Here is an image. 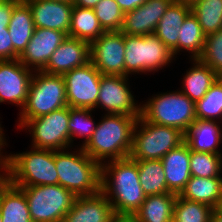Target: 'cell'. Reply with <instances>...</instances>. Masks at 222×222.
I'll list each match as a JSON object with an SVG mask.
<instances>
[{
  "label": "cell",
  "mask_w": 222,
  "mask_h": 222,
  "mask_svg": "<svg viewBox=\"0 0 222 222\" xmlns=\"http://www.w3.org/2000/svg\"><path fill=\"white\" fill-rule=\"evenodd\" d=\"M35 28L62 31L68 36L73 4L49 0H26Z\"/></svg>",
  "instance_id": "obj_18"
},
{
  "label": "cell",
  "mask_w": 222,
  "mask_h": 222,
  "mask_svg": "<svg viewBox=\"0 0 222 222\" xmlns=\"http://www.w3.org/2000/svg\"><path fill=\"white\" fill-rule=\"evenodd\" d=\"M213 208L177 195L172 222H211Z\"/></svg>",
  "instance_id": "obj_34"
},
{
  "label": "cell",
  "mask_w": 222,
  "mask_h": 222,
  "mask_svg": "<svg viewBox=\"0 0 222 222\" xmlns=\"http://www.w3.org/2000/svg\"><path fill=\"white\" fill-rule=\"evenodd\" d=\"M120 6L121 10L126 13L132 11L137 7L141 6L147 0H115Z\"/></svg>",
  "instance_id": "obj_40"
},
{
  "label": "cell",
  "mask_w": 222,
  "mask_h": 222,
  "mask_svg": "<svg viewBox=\"0 0 222 222\" xmlns=\"http://www.w3.org/2000/svg\"><path fill=\"white\" fill-rule=\"evenodd\" d=\"M158 93L141 103V117L153 124L179 129L184 134L196 120L195 102L182 91Z\"/></svg>",
  "instance_id": "obj_5"
},
{
  "label": "cell",
  "mask_w": 222,
  "mask_h": 222,
  "mask_svg": "<svg viewBox=\"0 0 222 222\" xmlns=\"http://www.w3.org/2000/svg\"><path fill=\"white\" fill-rule=\"evenodd\" d=\"M93 10L105 31H121L124 12L115 0H101Z\"/></svg>",
  "instance_id": "obj_36"
},
{
  "label": "cell",
  "mask_w": 222,
  "mask_h": 222,
  "mask_svg": "<svg viewBox=\"0 0 222 222\" xmlns=\"http://www.w3.org/2000/svg\"><path fill=\"white\" fill-rule=\"evenodd\" d=\"M198 59L222 77V28L206 35L203 51Z\"/></svg>",
  "instance_id": "obj_37"
},
{
  "label": "cell",
  "mask_w": 222,
  "mask_h": 222,
  "mask_svg": "<svg viewBox=\"0 0 222 222\" xmlns=\"http://www.w3.org/2000/svg\"><path fill=\"white\" fill-rule=\"evenodd\" d=\"M49 1H59V2H70V3H72V0H49Z\"/></svg>",
  "instance_id": "obj_47"
},
{
  "label": "cell",
  "mask_w": 222,
  "mask_h": 222,
  "mask_svg": "<svg viewBox=\"0 0 222 222\" xmlns=\"http://www.w3.org/2000/svg\"><path fill=\"white\" fill-rule=\"evenodd\" d=\"M90 61L102 75L125 76V44L121 31H105L90 44Z\"/></svg>",
  "instance_id": "obj_13"
},
{
  "label": "cell",
  "mask_w": 222,
  "mask_h": 222,
  "mask_svg": "<svg viewBox=\"0 0 222 222\" xmlns=\"http://www.w3.org/2000/svg\"><path fill=\"white\" fill-rule=\"evenodd\" d=\"M65 81L62 75L34 71L26 103L19 112L18 129L26 121L66 107Z\"/></svg>",
  "instance_id": "obj_6"
},
{
  "label": "cell",
  "mask_w": 222,
  "mask_h": 222,
  "mask_svg": "<svg viewBox=\"0 0 222 222\" xmlns=\"http://www.w3.org/2000/svg\"><path fill=\"white\" fill-rule=\"evenodd\" d=\"M101 0H72L73 6L93 9Z\"/></svg>",
  "instance_id": "obj_41"
},
{
  "label": "cell",
  "mask_w": 222,
  "mask_h": 222,
  "mask_svg": "<svg viewBox=\"0 0 222 222\" xmlns=\"http://www.w3.org/2000/svg\"><path fill=\"white\" fill-rule=\"evenodd\" d=\"M174 0H147L141 6L124 13L121 32L127 35L154 34L155 28Z\"/></svg>",
  "instance_id": "obj_16"
},
{
  "label": "cell",
  "mask_w": 222,
  "mask_h": 222,
  "mask_svg": "<svg viewBox=\"0 0 222 222\" xmlns=\"http://www.w3.org/2000/svg\"><path fill=\"white\" fill-rule=\"evenodd\" d=\"M17 0H4L0 3V25H8L11 19V13Z\"/></svg>",
  "instance_id": "obj_39"
},
{
  "label": "cell",
  "mask_w": 222,
  "mask_h": 222,
  "mask_svg": "<svg viewBox=\"0 0 222 222\" xmlns=\"http://www.w3.org/2000/svg\"><path fill=\"white\" fill-rule=\"evenodd\" d=\"M110 222H135L132 216H115Z\"/></svg>",
  "instance_id": "obj_44"
},
{
  "label": "cell",
  "mask_w": 222,
  "mask_h": 222,
  "mask_svg": "<svg viewBox=\"0 0 222 222\" xmlns=\"http://www.w3.org/2000/svg\"><path fill=\"white\" fill-rule=\"evenodd\" d=\"M178 36V53L185 50L190 54V59L199 58L203 51L206 34L192 12L186 16Z\"/></svg>",
  "instance_id": "obj_30"
},
{
  "label": "cell",
  "mask_w": 222,
  "mask_h": 222,
  "mask_svg": "<svg viewBox=\"0 0 222 222\" xmlns=\"http://www.w3.org/2000/svg\"><path fill=\"white\" fill-rule=\"evenodd\" d=\"M176 198L175 193L146 196L132 217L135 222H172Z\"/></svg>",
  "instance_id": "obj_26"
},
{
  "label": "cell",
  "mask_w": 222,
  "mask_h": 222,
  "mask_svg": "<svg viewBox=\"0 0 222 222\" xmlns=\"http://www.w3.org/2000/svg\"><path fill=\"white\" fill-rule=\"evenodd\" d=\"M88 62H90V44L67 36L53 52L42 71L48 74L63 75L74 68L86 65Z\"/></svg>",
  "instance_id": "obj_17"
},
{
  "label": "cell",
  "mask_w": 222,
  "mask_h": 222,
  "mask_svg": "<svg viewBox=\"0 0 222 222\" xmlns=\"http://www.w3.org/2000/svg\"><path fill=\"white\" fill-rule=\"evenodd\" d=\"M191 12L206 35L222 28V0H198L191 5Z\"/></svg>",
  "instance_id": "obj_32"
},
{
  "label": "cell",
  "mask_w": 222,
  "mask_h": 222,
  "mask_svg": "<svg viewBox=\"0 0 222 222\" xmlns=\"http://www.w3.org/2000/svg\"><path fill=\"white\" fill-rule=\"evenodd\" d=\"M104 32L93 9L73 6L68 36L91 44Z\"/></svg>",
  "instance_id": "obj_28"
},
{
  "label": "cell",
  "mask_w": 222,
  "mask_h": 222,
  "mask_svg": "<svg viewBox=\"0 0 222 222\" xmlns=\"http://www.w3.org/2000/svg\"><path fill=\"white\" fill-rule=\"evenodd\" d=\"M179 196L216 209L220 206L222 200V177L202 178L191 176Z\"/></svg>",
  "instance_id": "obj_24"
},
{
  "label": "cell",
  "mask_w": 222,
  "mask_h": 222,
  "mask_svg": "<svg viewBox=\"0 0 222 222\" xmlns=\"http://www.w3.org/2000/svg\"><path fill=\"white\" fill-rule=\"evenodd\" d=\"M192 67L183 75L182 91L193 102L202 99L219 76L198 58L190 59Z\"/></svg>",
  "instance_id": "obj_25"
},
{
  "label": "cell",
  "mask_w": 222,
  "mask_h": 222,
  "mask_svg": "<svg viewBox=\"0 0 222 222\" xmlns=\"http://www.w3.org/2000/svg\"><path fill=\"white\" fill-rule=\"evenodd\" d=\"M191 176L211 178L222 175V154H212L191 150Z\"/></svg>",
  "instance_id": "obj_35"
},
{
  "label": "cell",
  "mask_w": 222,
  "mask_h": 222,
  "mask_svg": "<svg viewBox=\"0 0 222 222\" xmlns=\"http://www.w3.org/2000/svg\"><path fill=\"white\" fill-rule=\"evenodd\" d=\"M191 12V5L173 1L159 20L154 34L172 51L178 54V34L186 16Z\"/></svg>",
  "instance_id": "obj_23"
},
{
  "label": "cell",
  "mask_w": 222,
  "mask_h": 222,
  "mask_svg": "<svg viewBox=\"0 0 222 222\" xmlns=\"http://www.w3.org/2000/svg\"><path fill=\"white\" fill-rule=\"evenodd\" d=\"M18 187L24 191L33 222H62L77 197L59 184Z\"/></svg>",
  "instance_id": "obj_9"
},
{
  "label": "cell",
  "mask_w": 222,
  "mask_h": 222,
  "mask_svg": "<svg viewBox=\"0 0 222 222\" xmlns=\"http://www.w3.org/2000/svg\"><path fill=\"white\" fill-rule=\"evenodd\" d=\"M114 217L111 203L99 191L93 195L77 196L62 222H110Z\"/></svg>",
  "instance_id": "obj_19"
},
{
  "label": "cell",
  "mask_w": 222,
  "mask_h": 222,
  "mask_svg": "<svg viewBox=\"0 0 222 222\" xmlns=\"http://www.w3.org/2000/svg\"><path fill=\"white\" fill-rule=\"evenodd\" d=\"M184 142L190 150L222 154L219 148L222 143V122L196 119L186 131Z\"/></svg>",
  "instance_id": "obj_21"
},
{
  "label": "cell",
  "mask_w": 222,
  "mask_h": 222,
  "mask_svg": "<svg viewBox=\"0 0 222 222\" xmlns=\"http://www.w3.org/2000/svg\"><path fill=\"white\" fill-rule=\"evenodd\" d=\"M190 155L191 150L184 142L161 159L170 192L179 195L191 178Z\"/></svg>",
  "instance_id": "obj_20"
},
{
  "label": "cell",
  "mask_w": 222,
  "mask_h": 222,
  "mask_svg": "<svg viewBox=\"0 0 222 222\" xmlns=\"http://www.w3.org/2000/svg\"><path fill=\"white\" fill-rule=\"evenodd\" d=\"M218 209L222 212V200H221V203H220V206L218 207Z\"/></svg>",
  "instance_id": "obj_48"
},
{
  "label": "cell",
  "mask_w": 222,
  "mask_h": 222,
  "mask_svg": "<svg viewBox=\"0 0 222 222\" xmlns=\"http://www.w3.org/2000/svg\"><path fill=\"white\" fill-rule=\"evenodd\" d=\"M5 176V156H0V180Z\"/></svg>",
  "instance_id": "obj_45"
},
{
  "label": "cell",
  "mask_w": 222,
  "mask_h": 222,
  "mask_svg": "<svg viewBox=\"0 0 222 222\" xmlns=\"http://www.w3.org/2000/svg\"><path fill=\"white\" fill-rule=\"evenodd\" d=\"M94 109L89 108H73L70 107L69 115V134H70V148L74 146V139L79 137L83 138L82 145L85 146L88 141L92 138L93 133L97 127L98 122L94 121L92 113ZM92 112V113H91ZM73 145V146H72Z\"/></svg>",
  "instance_id": "obj_31"
},
{
  "label": "cell",
  "mask_w": 222,
  "mask_h": 222,
  "mask_svg": "<svg viewBox=\"0 0 222 222\" xmlns=\"http://www.w3.org/2000/svg\"><path fill=\"white\" fill-rule=\"evenodd\" d=\"M5 176L15 186L57 185L55 151L31 150L5 155Z\"/></svg>",
  "instance_id": "obj_3"
},
{
  "label": "cell",
  "mask_w": 222,
  "mask_h": 222,
  "mask_svg": "<svg viewBox=\"0 0 222 222\" xmlns=\"http://www.w3.org/2000/svg\"><path fill=\"white\" fill-rule=\"evenodd\" d=\"M34 71L18 59L0 61V103L15 104L23 109Z\"/></svg>",
  "instance_id": "obj_14"
},
{
  "label": "cell",
  "mask_w": 222,
  "mask_h": 222,
  "mask_svg": "<svg viewBox=\"0 0 222 222\" xmlns=\"http://www.w3.org/2000/svg\"><path fill=\"white\" fill-rule=\"evenodd\" d=\"M77 148L71 152V148L55 151L58 184L76 196L97 194L100 191L101 165L82 147Z\"/></svg>",
  "instance_id": "obj_4"
},
{
  "label": "cell",
  "mask_w": 222,
  "mask_h": 222,
  "mask_svg": "<svg viewBox=\"0 0 222 222\" xmlns=\"http://www.w3.org/2000/svg\"><path fill=\"white\" fill-rule=\"evenodd\" d=\"M211 222H222V212L218 208L213 210Z\"/></svg>",
  "instance_id": "obj_43"
},
{
  "label": "cell",
  "mask_w": 222,
  "mask_h": 222,
  "mask_svg": "<svg viewBox=\"0 0 222 222\" xmlns=\"http://www.w3.org/2000/svg\"><path fill=\"white\" fill-rule=\"evenodd\" d=\"M185 134L179 129L137 119L133 130L132 149L129 157L133 160H161L170 150L184 143Z\"/></svg>",
  "instance_id": "obj_8"
},
{
  "label": "cell",
  "mask_w": 222,
  "mask_h": 222,
  "mask_svg": "<svg viewBox=\"0 0 222 222\" xmlns=\"http://www.w3.org/2000/svg\"><path fill=\"white\" fill-rule=\"evenodd\" d=\"M130 76L102 75L96 108L106 114H122L139 118L141 102L138 104L129 86Z\"/></svg>",
  "instance_id": "obj_11"
},
{
  "label": "cell",
  "mask_w": 222,
  "mask_h": 222,
  "mask_svg": "<svg viewBox=\"0 0 222 222\" xmlns=\"http://www.w3.org/2000/svg\"><path fill=\"white\" fill-rule=\"evenodd\" d=\"M70 107L66 106L47 115L26 120L19 128L28 130L32 147L53 151L70 148L68 128Z\"/></svg>",
  "instance_id": "obj_10"
},
{
  "label": "cell",
  "mask_w": 222,
  "mask_h": 222,
  "mask_svg": "<svg viewBox=\"0 0 222 222\" xmlns=\"http://www.w3.org/2000/svg\"><path fill=\"white\" fill-rule=\"evenodd\" d=\"M125 76L154 74L173 63L172 51L155 35L124 34Z\"/></svg>",
  "instance_id": "obj_7"
},
{
  "label": "cell",
  "mask_w": 222,
  "mask_h": 222,
  "mask_svg": "<svg viewBox=\"0 0 222 222\" xmlns=\"http://www.w3.org/2000/svg\"><path fill=\"white\" fill-rule=\"evenodd\" d=\"M8 31V25H0V61L18 59Z\"/></svg>",
  "instance_id": "obj_38"
},
{
  "label": "cell",
  "mask_w": 222,
  "mask_h": 222,
  "mask_svg": "<svg viewBox=\"0 0 222 222\" xmlns=\"http://www.w3.org/2000/svg\"><path fill=\"white\" fill-rule=\"evenodd\" d=\"M66 37L67 35L62 31L35 28L31 40L19 55L18 60L33 71H42L53 52Z\"/></svg>",
  "instance_id": "obj_15"
},
{
  "label": "cell",
  "mask_w": 222,
  "mask_h": 222,
  "mask_svg": "<svg viewBox=\"0 0 222 222\" xmlns=\"http://www.w3.org/2000/svg\"><path fill=\"white\" fill-rule=\"evenodd\" d=\"M196 119L222 122V77L210 87L205 96L195 102Z\"/></svg>",
  "instance_id": "obj_33"
},
{
  "label": "cell",
  "mask_w": 222,
  "mask_h": 222,
  "mask_svg": "<svg viewBox=\"0 0 222 222\" xmlns=\"http://www.w3.org/2000/svg\"><path fill=\"white\" fill-rule=\"evenodd\" d=\"M139 181L146 196L172 193L167 188L161 160L137 161Z\"/></svg>",
  "instance_id": "obj_29"
},
{
  "label": "cell",
  "mask_w": 222,
  "mask_h": 222,
  "mask_svg": "<svg viewBox=\"0 0 222 222\" xmlns=\"http://www.w3.org/2000/svg\"><path fill=\"white\" fill-rule=\"evenodd\" d=\"M100 191L111 203L115 216H133L146 198L137 160L127 157L101 164Z\"/></svg>",
  "instance_id": "obj_1"
},
{
  "label": "cell",
  "mask_w": 222,
  "mask_h": 222,
  "mask_svg": "<svg viewBox=\"0 0 222 222\" xmlns=\"http://www.w3.org/2000/svg\"><path fill=\"white\" fill-rule=\"evenodd\" d=\"M1 222H33L24 191L4 176L0 180Z\"/></svg>",
  "instance_id": "obj_22"
},
{
  "label": "cell",
  "mask_w": 222,
  "mask_h": 222,
  "mask_svg": "<svg viewBox=\"0 0 222 222\" xmlns=\"http://www.w3.org/2000/svg\"><path fill=\"white\" fill-rule=\"evenodd\" d=\"M67 105L73 108L95 109L102 74L90 61L86 65L64 73Z\"/></svg>",
  "instance_id": "obj_12"
},
{
  "label": "cell",
  "mask_w": 222,
  "mask_h": 222,
  "mask_svg": "<svg viewBox=\"0 0 222 222\" xmlns=\"http://www.w3.org/2000/svg\"><path fill=\"white\" fill-rule=\"evenodd\" d=\"M175 1L182 2V3L188 4V5H192L194 2H196L198 0H175Z\"/></svg>",
  "instance_id": "obj_46"
},
{
  "label": "cell",
  "mask_w": 222,
  "mask_h": 222,
  "mask_svg": "<svg viewBox=\"0 0 222 222\" xmlns=\"http://www.w3.org/2000/svg\"><path fill=\"white\" fill-rule=\"evenodd\" d=\"M4 129L3 127L1 126V122H0V156H5L3 151H4V148L8 147V143H7V137H5V133L3 132ZM6 146V147H5ZM3 150V151H2Z\"/></svg>",
  "instance_id": "obj_42"
},
{
  "label": "cell",
  "mask_w": 222,
  "mask_h": 222,
  "mask_svg": "<svg viewBox=\"0 0 222 222\" xmlns=\"http://www.w3.org/2000/svg\"><path fill=\"white\" fill-rule=\"evenodd\" d=\"M31 10L25 1H19L13 8L8 31L14 50L20 55L34 33Z\"/></svg>",
  "instance_id": "obj_27"
},
{
  "label": "cell",
  "mask_w": 222,
  "mask_h": 222,
  "mask_svg": "<svg viewBox=\"0 0 222 222\" xmlns=\"http://www.w3.org/2000/svg\"><path fill=\"white\" fill-rule=\"evenodd\" d=\"M138 118L122 114H102L84 152L100 165L110 160L129 157L133 130Z\"/></svg>",
  "instance_id": "obj_2"
}]
</instances>
